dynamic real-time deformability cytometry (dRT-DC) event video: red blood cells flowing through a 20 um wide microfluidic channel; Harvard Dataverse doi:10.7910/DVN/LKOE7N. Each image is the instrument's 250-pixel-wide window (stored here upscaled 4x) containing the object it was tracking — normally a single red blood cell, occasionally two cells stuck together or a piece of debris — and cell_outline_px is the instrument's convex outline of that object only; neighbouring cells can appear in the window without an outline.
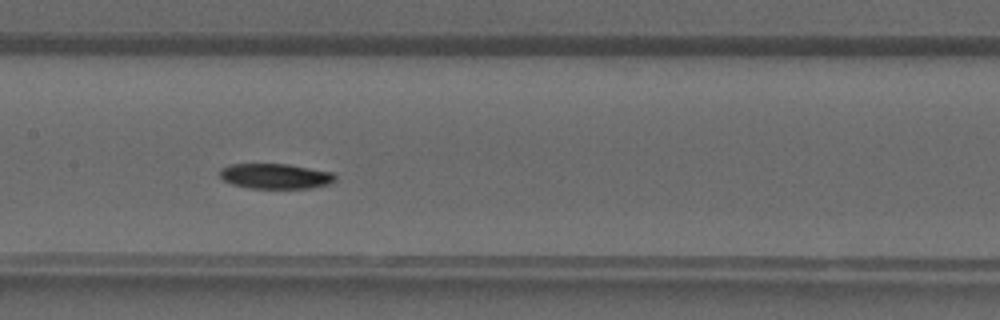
{"species": "common noctule bat (a hibernating species)", "species_latin": "Nyctalus noctula", "temperature_condition": "warm", "stored_images_in_passage": 37, "camera_frame_rate_fps": 3000, "um_per_image_px": 0.085, "animal": {"sex": "male", "forearm_length_mm": 52.5}, "frame": {"image": 1, "passage_image": 17, "time_ms": 5.333, "image_size_px": [1000, 320], "cell_outline_px": [[336, 180], [328, 184], [312, 188], [248, 188], [232, 184], [224, 180], [220, 176], [220, 168], [228, 164], [288, 164], [332, 172], [336, 176]], "centroid_in_image_um": [23.4, 14.97], "position_along_channel_um": 184.0, "area_um2": 16.99}}
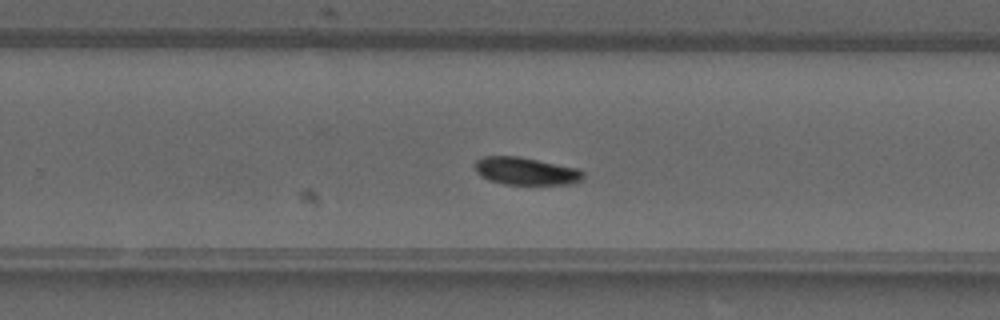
{"frame": {"image": 2, "passage_image": 23, "time_ms": 7.333, "image_size_px": [1000, 320], "cell_outline_px": [[584, 176], [580, 180], [572, 184], [504, 184], [488, 180], [480, 176], [476, 172], [472, 164], [476, 160], [484, 156], [520, 156], [580, 168], [584, 172]], "centroid_in_image_um": [44.68, 14.53], "position_along_channel_um": 285.1, "area_um2": 17.74}}
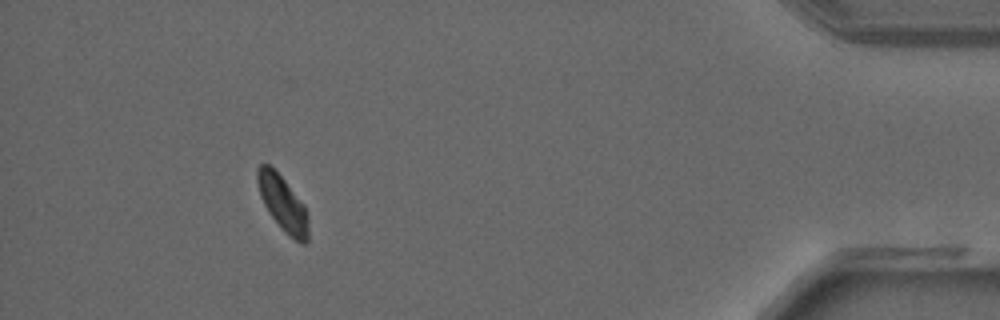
{"frame": {"image": 3, "passage_image": 34, "time_ms": 11.0, "image_size_px": [1000, 320], "cell_outline_px": [[308, 240], [304, 244], [300, 244], [288, 236], [284, 232], [268, 212], [260, 196], [256, 180], [256, 168], [260, 164], [268, 164], [284, 180], [304, 204], [308, 212]], "centroid_in_image_um": [24.04, 17.32], "position_along_channel_um": 411.2, "area_um2": 16.59}}